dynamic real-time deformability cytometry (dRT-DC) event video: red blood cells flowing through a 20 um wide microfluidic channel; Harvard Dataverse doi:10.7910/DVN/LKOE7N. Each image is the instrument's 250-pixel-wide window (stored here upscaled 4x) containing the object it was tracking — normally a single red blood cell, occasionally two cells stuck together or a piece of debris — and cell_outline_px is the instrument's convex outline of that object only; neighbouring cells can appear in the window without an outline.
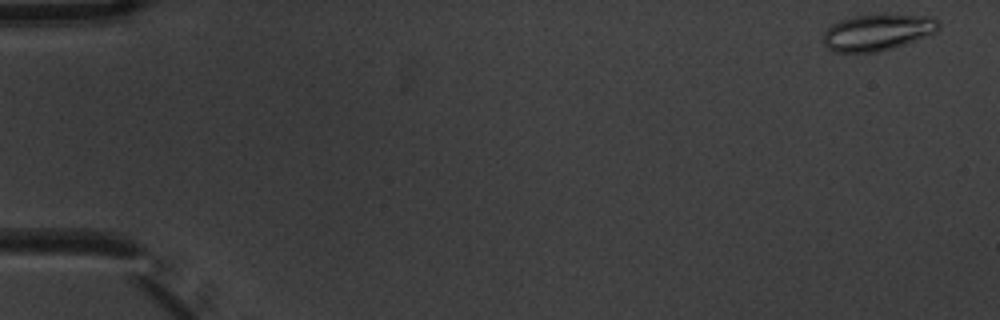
{"species": "common noctule bat (a hibernating species)", "species_latin": "Nyctalus noctula", "temperature_condition": "warm", "stored_images_in_passage": 6, "camera_frame_rate_fps": 3000, "um_per_image_px": 0.085, "animal": {"sex": "male", "body_mass_g": 20.1, "forearm_length_mm": 53.5}, "frame": {"image": 1, "passage_image": 1, "time_ms": 0.0, "image_size_px": [1000, 320], "cell_outline_px": [[940, 28], [936, 32], [916, 40], [892, 48], [876, 52], [832, 52], [824, 44], [824, 32], [832, 24], [840, 20], [852, 16], [932, 16], [940, 20]], "centroid_in_image_um": [74.59, 2.76], "position_along_channel_um": 10.4, "area_um2": 24.04}}